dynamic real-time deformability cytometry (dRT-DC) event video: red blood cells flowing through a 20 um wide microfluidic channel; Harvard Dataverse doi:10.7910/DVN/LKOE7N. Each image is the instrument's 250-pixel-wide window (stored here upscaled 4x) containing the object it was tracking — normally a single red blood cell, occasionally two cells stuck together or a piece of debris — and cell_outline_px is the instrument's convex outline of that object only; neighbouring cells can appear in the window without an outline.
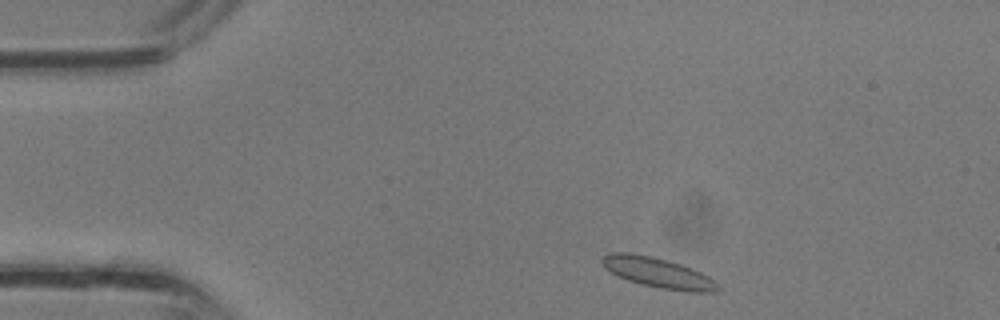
{"species": "common noctule bat (a hibernating species)", "species_latin": "Nyctalus noctula", "temperature_condition": "room temperature", "stored_images_in_passage": 30, "camera_frame_rate_fps": 3000, "um_per_image_px": 0.085, "animal": {"sex": "male", "body_mass_g": 13.3}, "frame": {"image": 1, "passage_image": 1, "time_ms": 0.0, "image_size_px": [1000, 320], "cell_outline_px": [[720, 288], [716, 292], [688, 292], [660, 288], [640, 284], [628, 280], [604, 268], [600, 260], [604, 256], [612, 252], [628, 252], [652, 256], [680, 264], [692, 268], [716, 280], [720, 284]], "centroid_in_image_um": [55.97, 23.19], "position_along_channel_um": 29.0, "area_um2": 20.4}}
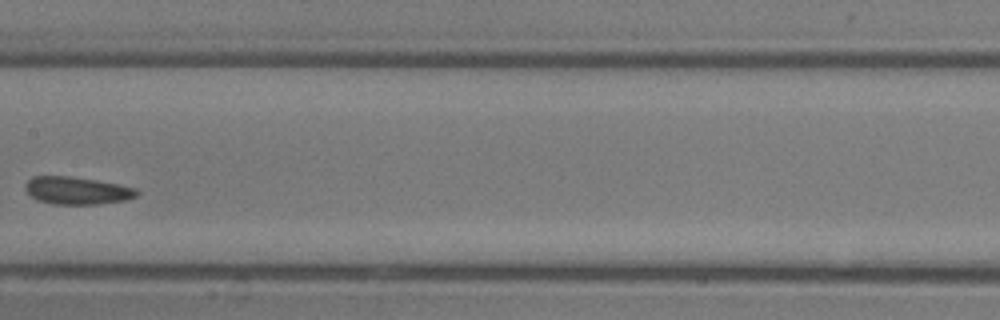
{"frame": {"image": 2, "passage_image": 13, "time_ms": 4.0, "image_size_px": [1000, 320], "cell_outline_px": [[140, 192], [136, 196], [124, 200], [96, 204], [52, 204], [36, 200], [24, 188], [24, 184], [32, 176], [68, 176], [96, 180], [136, 188]], "centroid_in_image_um": [6.51, 16.19], "position_along_channel_um": 200.9, "area_um2": 17.8}}
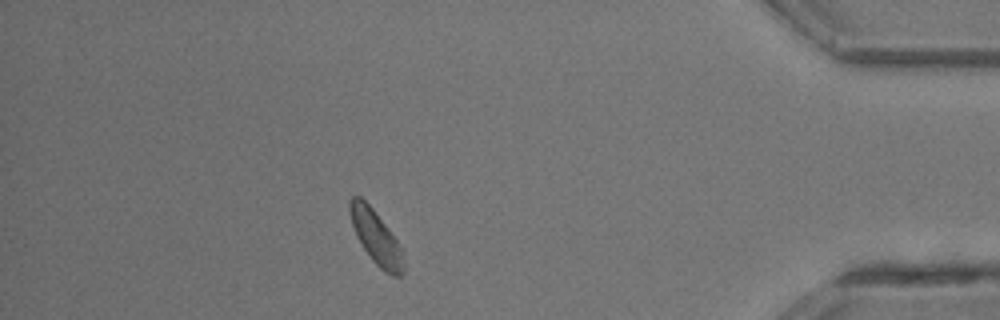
{"frame": {"image": 3, "passage_image": 26, "time_ms": 8.333, "image_size_px": [1000, 320], "cell_outline_px": [[404, 272], [400, 276], [396, 276], [384, 272], [372, 260], [356, 236], [352, 224], [348, 208], [348, 204], [352, 196], [360, 196], [372, 208], [396, 240], [404, 252]], "centroid_in_image_um": [31.96, 20.19], "position_along_channel_um": 403.2, "area_um2": 16.59}}